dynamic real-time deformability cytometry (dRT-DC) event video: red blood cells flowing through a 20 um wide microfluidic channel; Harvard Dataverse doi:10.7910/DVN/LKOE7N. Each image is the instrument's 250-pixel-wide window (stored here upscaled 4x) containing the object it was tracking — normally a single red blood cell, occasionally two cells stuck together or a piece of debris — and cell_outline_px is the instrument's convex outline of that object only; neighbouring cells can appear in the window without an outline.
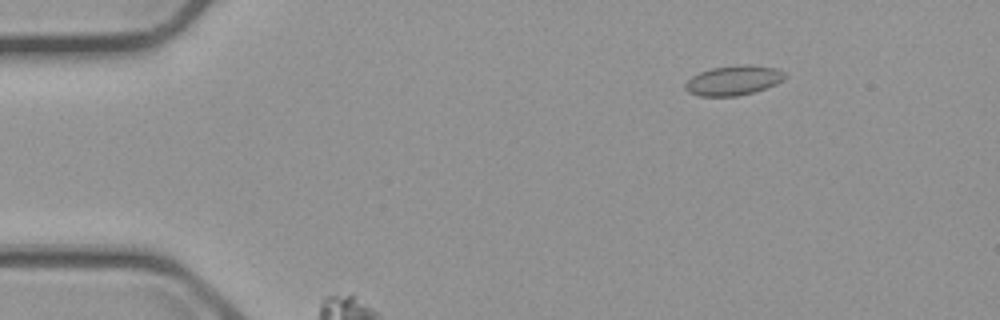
{"species": "common noctule bat (a hibernating species)", "species_latin": "Nyctalus noctula", "temperature_condition": "cold", "stored_images_in_passage": 7, "camera_frame_rate_fps": 3000, "um_per_image_px": 0.085, "animal": {"sex": "male", "body_mass_g": 23.1, "forearm_length_mm": 52.7}, "frame": {"image": 1, "passage_image": 3, "time_ms": 2.333, "image_size_px": [1000, 320], "cell_outline_px": [[788, 76], [784, 80], [776, 84], [752, 92], [736, 96], [700, 96], [688, 92], [684, 88], [684, 84], [692, 76], [700, 72], [712, 68], [744, 64], [752, 64], [776, 68], [784, 72]], "centroid_in_image_um": [62.36, 6.82], "position_along_channel_um": 22.6, "area_um2": 17.28}}
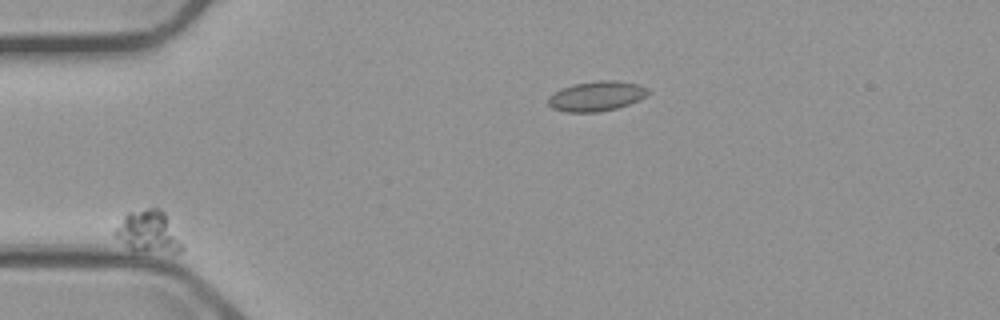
{"frame": {"image": 2, "passage_image": 4, "time_ms": 3.667, "image_size_px": [1000, 320], "cell_outline_px": [[184, 248], [180, 252], [172, 252], [132, 248], [112, 236], [112, 232], [124, 216], [128, 212], [148, 208], [156, 208], [164, 212], [184, 244]], "centroid_in_image_um": [12.61, 19.67], "position_along_channel_um": 72.4, "area_um2": 15.95}}
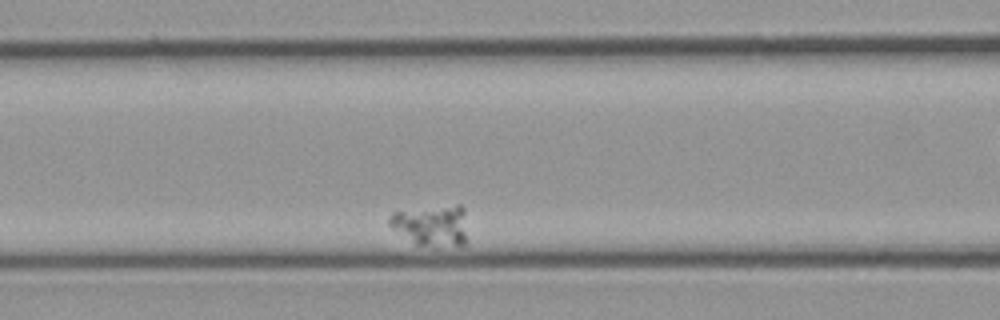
{"frame": {"image": 3, "passage_image": 6, "time_ms": 6.0, "image_size_px": [1000, 320], "cell_outline_px": [[468, 240], [464, 244], [416, 244], [392, 228], [388, 224], [388, 216], [392, 212], [456, 204], [460, 204], [464, 208]], "centroid_in_image_um": [36.71, 19.11], "position_along_channel_um": 129.9, "area_um2": 18.38}}